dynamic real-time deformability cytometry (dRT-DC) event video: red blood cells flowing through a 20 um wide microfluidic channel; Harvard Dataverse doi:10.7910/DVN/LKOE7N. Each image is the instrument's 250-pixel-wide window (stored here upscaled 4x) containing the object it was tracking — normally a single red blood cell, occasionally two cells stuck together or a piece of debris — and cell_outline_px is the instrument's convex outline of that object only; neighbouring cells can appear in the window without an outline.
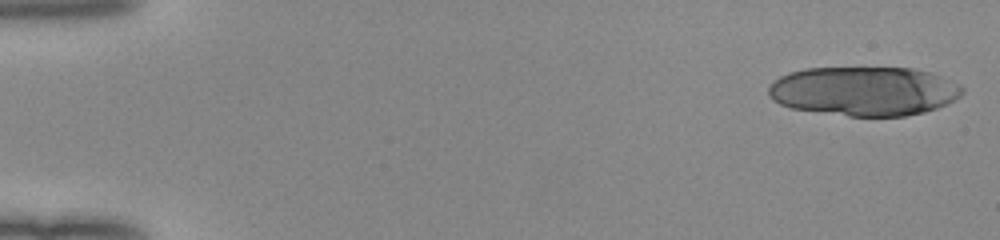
{"species": "human", "species_latin": "Homo sapiens", "temperature_condition": "room temperature", "stored_images_in_passage": 18, "camera_frame_rate_fps": 3000, "um_per_image_px": 0.085, "donor": {"sex": "female"}, "frame": {"image": 1, "passage_image": 1, "time_ms": 0.0, "image_size_px": [1000, 240], "cell_outline_px": [[964, 92], [960, 96], [948, 104], [924, 112], [904, 116], [848, 116], [792, 108], [780, 104], [772, 100], [768, 96], [768, 88], [780, 76], [788, 72], [804, 68], [912, 68], [928, 72], [940, 76], [960, 84], [964, 88]], "centroid_in_image_um": [73.45, 7.74], "position_along_channel_um": 11.5, "area_um2": 55.66}}